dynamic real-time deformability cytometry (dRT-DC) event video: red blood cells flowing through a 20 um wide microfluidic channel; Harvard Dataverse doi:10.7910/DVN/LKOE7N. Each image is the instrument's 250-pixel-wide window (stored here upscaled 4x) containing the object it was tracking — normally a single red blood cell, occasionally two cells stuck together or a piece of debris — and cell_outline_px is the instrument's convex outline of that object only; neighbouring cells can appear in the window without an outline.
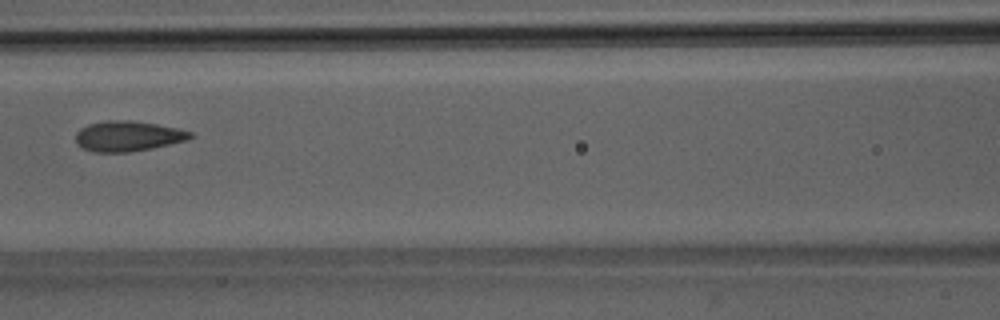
{"species": "Egyptian fruit bat (a non-hibernating species)", "species_latin": "Rousettus aegyptiacus", "temperature_condition": "room temperature", "stored_images_in_passage": 7, "camera_frame_rate_fps": 3000, "um_per_image_px": 0.085, "animal": {"sex": "male"}, "frame": {"image": 1, "passage_image": 7, "time_ms": 7.0, "image_size_px": [1000, 320], "cell_outline_px": [[196, 136], [188, 140], [152, 148], [128, 152], [92, 152], [76, 144], [76, 132], [80, 128], [88, 124], [108, 120], [132, 120], [180, 128], [192, 132]], "centroid_in_image_um": [10.9, 11.56], "position_along_channel_um": 155.7, "area_um2": 20.46}}